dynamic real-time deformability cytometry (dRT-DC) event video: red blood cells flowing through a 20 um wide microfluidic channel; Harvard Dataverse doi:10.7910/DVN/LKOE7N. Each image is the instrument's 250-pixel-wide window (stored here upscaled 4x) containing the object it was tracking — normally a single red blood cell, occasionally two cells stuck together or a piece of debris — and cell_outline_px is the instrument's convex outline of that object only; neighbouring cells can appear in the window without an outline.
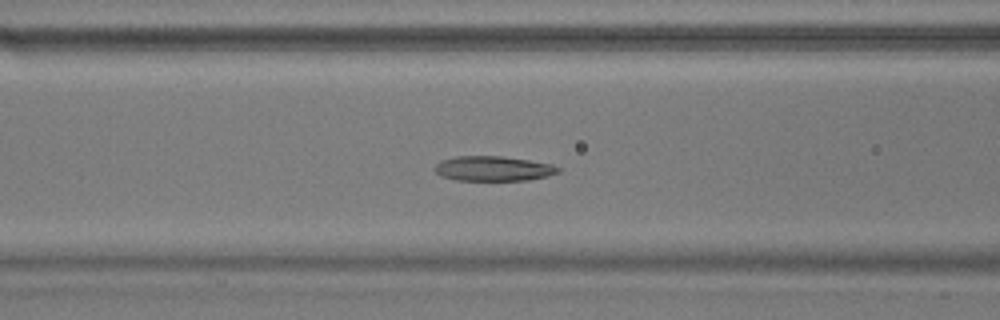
{"species": "common noctule bat (a hibernating species)", "species_latin": "Nyctalus noctula", "temperature_condition": "warm", "stored_images_in_passage": 55, "camera_frame_rate_fps": 3000, "um_per_image_px": 0.085, "animal": {"sex": "male", "body_mass_g": 17.9}, "frame": {"image": 1, "passage_image": 22, "time_ms": 7.0, "image_size_px": [1000, 320], "cell_outline_px": [[560, 172], [548, 176], [528, 180], [456, 180], [440, 176], [432, 168], [440, 160], [456, 156], [500, 156], [528, 160], [552, 164], [560, 168]], "centroid_in_image_um": [41.9, 14.33], "position_along_channel_um": 124.7, "area_um2": 17.98}}
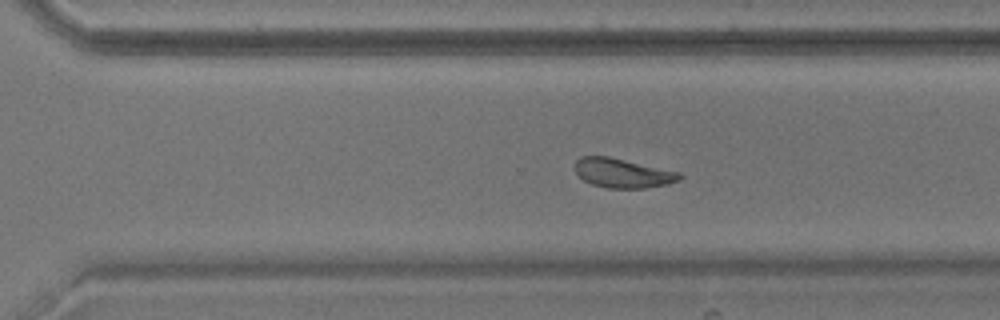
{"frame": {"image": 2, "passage_image": 38, "time_ms": 12.333, "image_size_px": [1000, 320], "cell_outline_px": [[684, 176], [680, 180], [668, 184], [644, 188], [608, 188], [592, 184], [584, 180], [576, 172], [576, 160], [580, 156], [608, 156], [680, 172]], "centroid_in_image_um": [52.96, 14.71], "position_along_channel_um": 317.6, "area_um2": 17.8}}
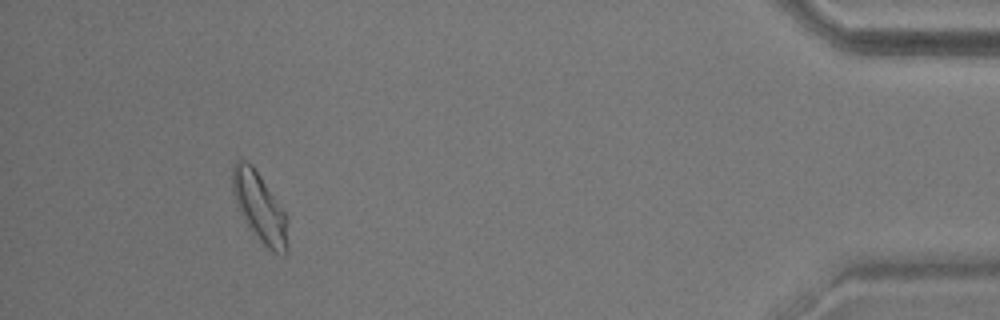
{"frame": {"image": 3, "passage_image": 51, "time_ms": 16.667, "image_size_px": [1000, 320], "cell_outline_px": [[288, 252], [284, 256], [272, 252], [248, 228], [240, 212], [232, 192], [232, 168], [236, 160], [244, 160], [252, 164], [288, 216]], "centroid_in_image_um": [22.1, 17.66], "position_along_channel_um": 413.1, "area_um2": 22.6}, "authors_computed_cell_mechanics": {"area_um2": 19.5364, "velocity_mm_per_s": 3.6236, "shape_relaxation_time_tau1_ms": 5.8142, "shape_relaxation_time_tau2_ms": 2.1228, "deformation_change_tau1": 0.143, "deformation_change_tau2": 0.0869}}